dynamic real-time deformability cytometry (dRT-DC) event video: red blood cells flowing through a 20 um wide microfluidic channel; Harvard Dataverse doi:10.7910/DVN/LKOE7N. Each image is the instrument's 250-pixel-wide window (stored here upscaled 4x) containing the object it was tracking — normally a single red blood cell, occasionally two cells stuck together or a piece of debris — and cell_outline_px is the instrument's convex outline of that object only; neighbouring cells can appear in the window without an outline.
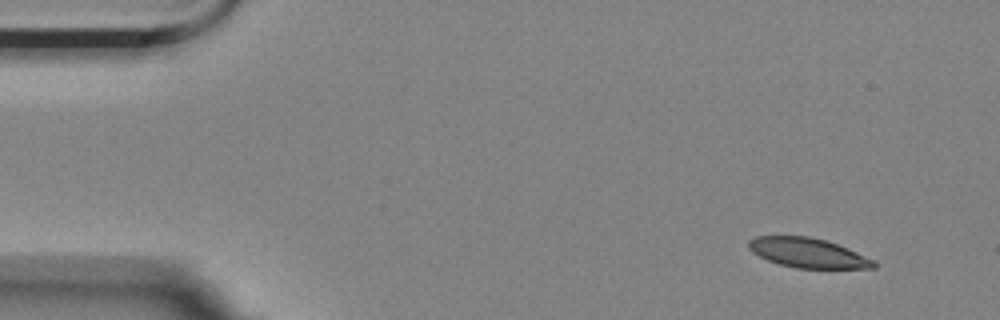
{"species": "Egyptian fruit bat (a non-hibernating species)", "species_latin": "Rousettus aegyptiacus", "temperature_condition": "room temperature", "stored_images_in_passage": 2, "camera_frame_rate_fps": 3000, "um_per_image_px": 0.085, "animal": {"sex": "female"}, "frame": {"image": 1, "passage_image": 1, "time_ms": 0.0, "image_size_px": [1000, 320], "cell_outline_px": [[876, 268], [796, 268], [780, 264], [768, 260], [752, 252], [748, 248], [748, 240], [756, 236], [808, 236], [824, 240], [848, 248], [872, 260], [876, 264]], "centroid_in_image_um": [68.62, 21.49], "position_along_channel_um": 16.4, "area_um2": 21.33}}